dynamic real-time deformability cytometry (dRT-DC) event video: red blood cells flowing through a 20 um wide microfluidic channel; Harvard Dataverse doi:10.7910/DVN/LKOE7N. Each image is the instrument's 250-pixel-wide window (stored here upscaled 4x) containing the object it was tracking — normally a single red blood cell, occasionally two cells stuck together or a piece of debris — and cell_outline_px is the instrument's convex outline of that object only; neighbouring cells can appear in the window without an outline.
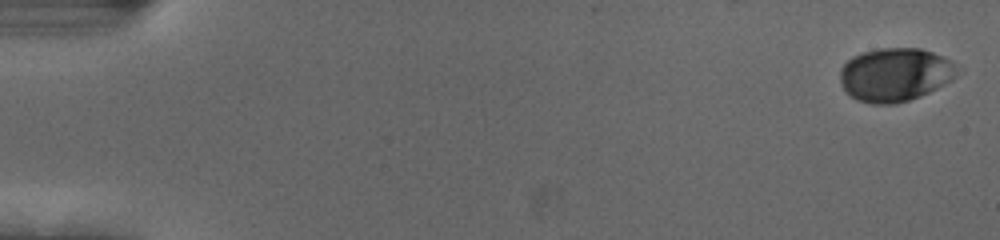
{"species": "human", "species_latin": "Homo sapiens", "temperature_condition": "cold", "stored_images_in_passage": 55, "camera_frame_rate_fps": 3000, "um_per_image_px": 0.085, "donor": {"sex": "female"}, "frame": {"image": 1, "passage_image": 1, "time_ms": 0.0, "image_size_px": [1000, 240], "cell_outline_px": [[956, 76], [952, 80], [920, 96], [896, 104], [872, 104], [856, 100], [844, 92], [840, 80], [840, 68], [852, 56], [864, 52], [880, 48], [920, 48], [944, 56], [952, 60], [956, 64]], "centroid_in_image_um": [76.06, 6.35], "position_along_channel_um": 8.9, "area_um2": 36.7}}
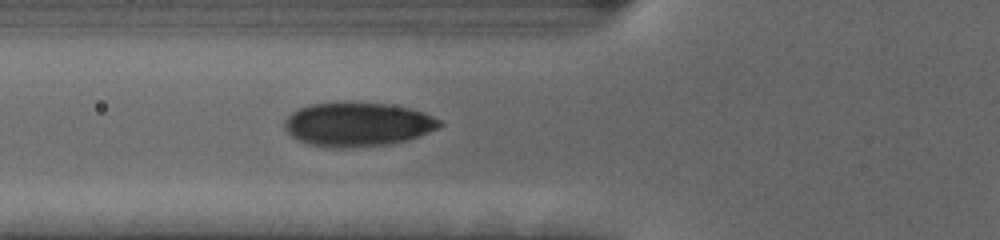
{"frame": {"image": 2, "passage_image": 21, "time_ms": 6.667, "image_size_px": [1000, 240], "cell_outline_px": [[444, 124], [440, 128], [392, 144], [352, 148], [332, 148], [308, 144], [296, 140], [284, 128], [284, 120], [292, 112], [300, 108], [312, 104], [384, 104], [408, 108], [424, 112], [440, 120]], "centroid_in_image_um": [30.39, 10.61], "position_along_channel_um": 95.4, "area_um2": 39.25}}
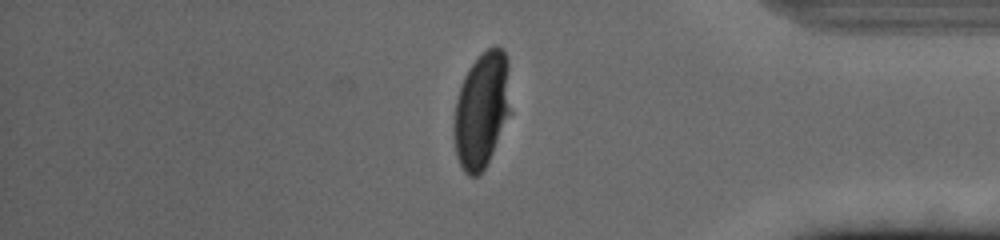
{"frame": {"image": 3, "passage_image": 47, "time_ms": 15.333, "image_size_px": [1000, 240], "cell_outline_px": [[512, 112], [480, 176], [468, 176], [464, 172], [456, 156], [452, 132], [452, 128], [456, 100], [464, 76], [468, 68], [488, 48], [496, 44], [504, 48], [508, 60]], "centroid_in_image_um": [40.96, 9.34], "position_along_channel_um": 394.2, "area_um2": 39.02}, "authors_computed_cell_mechanics": {"area_um2": 38.726, "velocity_mm_per_s": 3.6957, "shape_relaxation_time_tau1_ms": 2.9655, "shape_relaxation_time_tau2_ms": null, "deformation_change_tau1": 0.1451, "deformation_change_tau2": null}}